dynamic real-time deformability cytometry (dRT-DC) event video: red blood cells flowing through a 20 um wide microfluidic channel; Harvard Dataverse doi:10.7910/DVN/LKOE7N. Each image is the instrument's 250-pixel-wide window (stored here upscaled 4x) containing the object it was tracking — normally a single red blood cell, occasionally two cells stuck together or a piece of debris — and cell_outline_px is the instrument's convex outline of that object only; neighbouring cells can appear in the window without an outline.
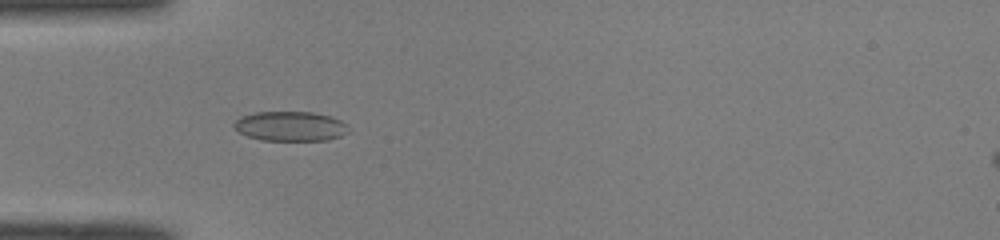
{"species": "common noctule bat (a hibernating species)", "species_latin": "Nyctalus noctula", "temperature_condition": "room temperature", "stored_images_in_passage": 35, "camera_frame_rate_fps": 3000, "um_per_image_px": 0.085, "animal": {"sex": "male", "body_mass_g": 19.0, "forearm_length_mm": 50.8}, "frame": {"image": 1, "passage_image": 1, "time_ms": 0.0, "image_size_px": [1000, 240], "cell_outline_px": [[348, 132], [340, 136], [328, 140], [260, 140], [248, 136], [240, 132], [232, 124], [240, 116], [256, 112], [312, 112], [328, 116], [340, 120], [348, 124]], "centroid_in_image_um": [24.68, 10.73], "position_along_channel_um": 60.3, "area_um2": 19.71}}
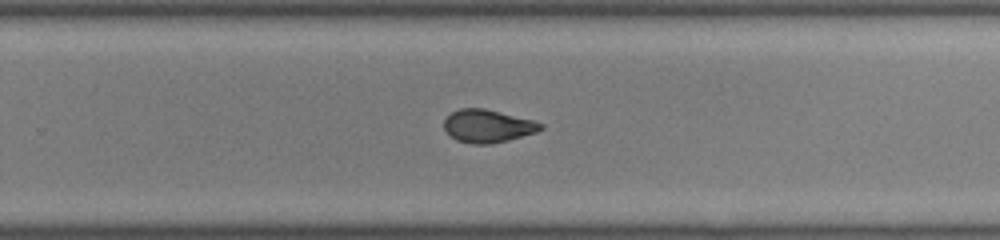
{"frame": {"image": 2, "passage_image": 18, "time_ms": 5.667, "image_size_px": [1000, 240], "cell_outline_px": [[544, 128], [536, 132], [508, 140], [488, 144], [472, 144], [456, 140], [444, 128], [444, 120], [452, 112], [460, 108], [484, 108], [532, 120], [544, 124]], "centroid_in_image_um": [41.46, 10.71], "position_along_channel_um": 288.3, "area_um2": 18.32}}
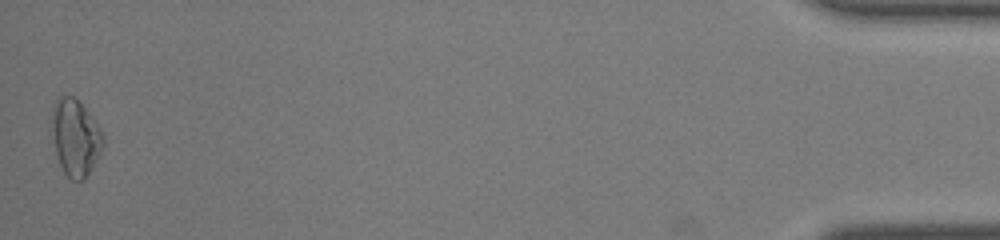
{"frame": {"image": 3, "passage_image": 35, "time_ms": 11.333, "image_size_px": [1000, 240], "cell_outline_px": [[104, 144], [96, 160], [84, 180], [72, 180], [64, 172], [60, 164], [56, 152], [48, 124], [48, 120], [52, 108], [56, 100], [60, 96], [72, 96], [88, 112], [100, 128], [104, 136]], "centroid_in_image_um": [6.36, 11.67], "position_along_channel_um": 428.8, "area_um2": 23.0}, "authors_computed_cell_mechanics": {"area_um2": 19.1318, "velocity_mm_per_s": 4.0838, "shape_relaxation_time_tau1_ms": null, "shape_relaxation_time_tau2_ms": 1.6582, "deformation_change_tau1": null, "deformation_change_tau2": 0.0678}}